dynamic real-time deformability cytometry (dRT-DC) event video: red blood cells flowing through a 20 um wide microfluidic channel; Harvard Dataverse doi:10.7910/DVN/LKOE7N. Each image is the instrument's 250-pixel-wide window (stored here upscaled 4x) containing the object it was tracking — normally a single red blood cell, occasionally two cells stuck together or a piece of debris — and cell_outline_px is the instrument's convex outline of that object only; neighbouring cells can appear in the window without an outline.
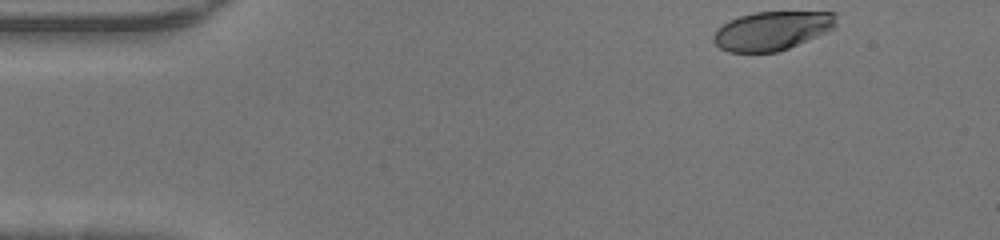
{"species": "human", "species_latin": "Homo sapiens", "temperature_condition": "warm", "stored_images_in_passage": 42, "camera_frame_rate_fps": 3000, "um_per_image_px": 0.085, "donor": {"sex": "male"}, "frame": {"image": 1, "passage_image": 1, "time_ms": 0.0, "image_size_px": [1000, 240], "cell_outline_px": [[836, 28], [788, 48], [776, 52], [728, 52], [720, 48], [712, 40], [712, 36], [716, 28], [740, 16], [756, 12], [836, 12]], "centroid_in_image_um": [65.62, 2.61], "position_along_channel_um": 19.4, "area_um2": 27.69}}
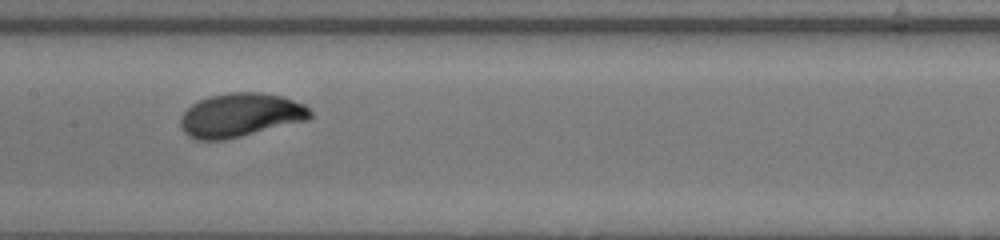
{"frame": {"image": 2, "passage_image": 19, "time_ms": 6.0, "image_size_px": [1000, 240], "cell_outline_px": [[312, 116], [308, 120], [224, 140], [196, 140], [188, 136], [180, 128], [180, 116], [192, 104], [208, 96], [228, 92], [260, 92], [280, 96], [304, 104], [312, 112]], "centroid_in_image_um": [20.41, 9.79], "position_along_channel_um": 187.0, "area_um2": 33.12}}
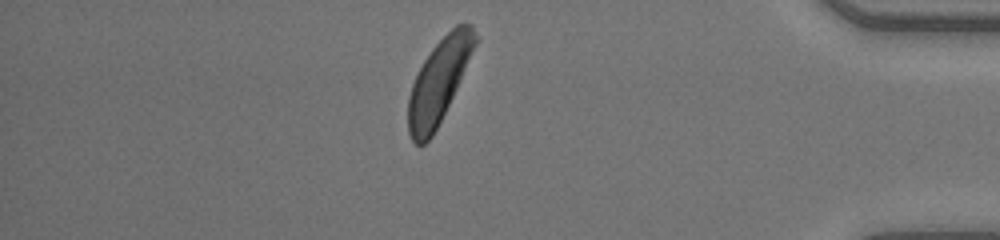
{"frame": {"image": 3, "passage_image": 36, "time_ms": 11.667, "image_size_px": [1000, 240], "cell_outline_px": [[476, 44], [456, 88], [432, 136], [424, 144], [416, 144], [412, 140], [408, 132], [408, 96], [412, 84], [424, 60], [432, 48], [456, 24], [472, 24], [476, 36]], "centroid_in_image_um": [37.27, 6.9], "position_along_channel_um": 397.9, "area_um2": 31.56}}